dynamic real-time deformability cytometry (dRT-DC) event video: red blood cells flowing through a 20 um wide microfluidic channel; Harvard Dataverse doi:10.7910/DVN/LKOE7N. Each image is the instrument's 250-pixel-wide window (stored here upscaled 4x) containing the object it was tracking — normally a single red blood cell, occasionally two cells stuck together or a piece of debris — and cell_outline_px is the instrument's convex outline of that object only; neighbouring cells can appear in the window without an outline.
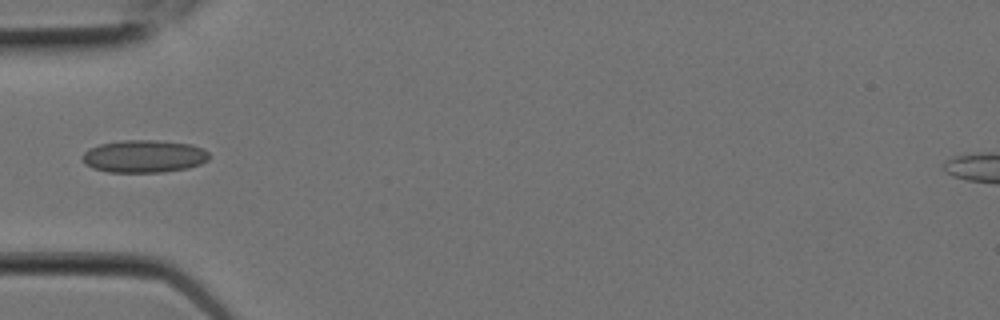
{"species": "Egyptian fruit bat (a non-hibernating species)", "species_latin": "Rousettus aegyptiacus", "temperature_condition": "room temperature", "stored_images_in_passage": 9, "camera_frame_rate_fps": 3000, "um_per_image_px": 0.085, "animal": {"sex": "female"}, "frame": {"image": 1, "passage_image": 6, "time_ms": 1.667, "image_size_px": [1000, 320], "cell_outline_px": [[208, 160], [200, 164], [188, 168], [164, 172], [108, 172], [92, 168], [84, 164], [80, 156], [88, 148], [100, 144], [120, 140], [156, 140], [192, 144], [204, 148], [208, 152]], "centroid_in_image_um": [12.21, 13.28], "position_along_channel_um": 72.8, "area_um2": 24.39}}
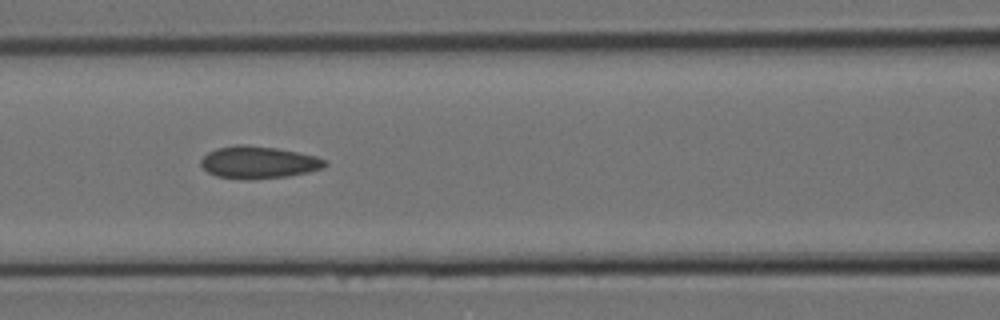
{"frame": {"image": 2, "passage_image": 8, "time_ms": 2.333, "image_size_px": [1000, 320], "cell_outline_px": [[328, 164], [324, 168], [308, 172], [288, 176], [216, 176], [208, 172], [200, 164], [200, 160], [208, 152], [216, 148], [236, 144], [244, 144], [276, 148], [316, 156], [328, 160]], "centroid_in_image_um": [22.01, 13.74], "position_along_channel_um": 144.6, "area_um2": 22.43}}
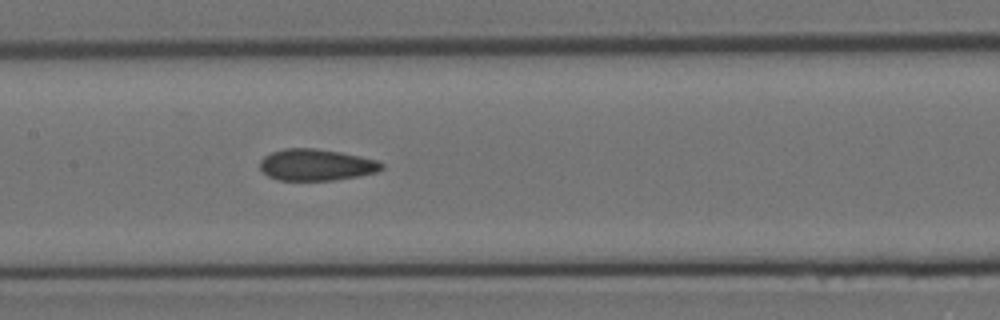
{"frame": {"image": 3, "passage_image": 9, "time_ms": 2.667, "image_size_px": [1000, 320], "cell_outline_px": [[384, 168], [376, 172], [360, 176], [332, 180], [276, 180], [268, 176], [260, 168], [260, 160], [264, 156], [272, 152], [284, 148], [316, 148], [340, 152], [360, 156], [376, 160], [384, 164]], "centroid_in_image_um": [26.88, 14.01], "position_along_channel_um": 180.5, "area_um2": 22.43}}